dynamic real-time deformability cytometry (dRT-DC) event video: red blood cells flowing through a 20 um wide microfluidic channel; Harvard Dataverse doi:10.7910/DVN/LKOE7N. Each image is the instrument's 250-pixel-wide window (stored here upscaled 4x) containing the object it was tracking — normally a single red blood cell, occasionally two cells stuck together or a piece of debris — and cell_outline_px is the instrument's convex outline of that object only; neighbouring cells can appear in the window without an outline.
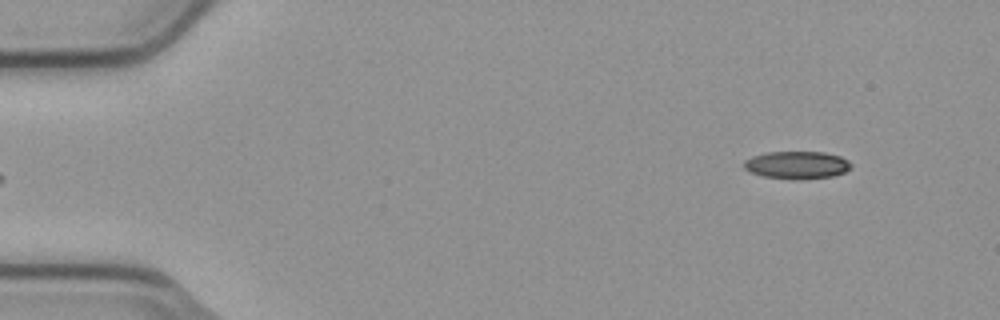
{"species": "common noctule bat (a hibernating species)", "species_latin": "Nyctalus noctula", "temperature_condition": "cold", "stored_images_in_passage": 7, "camera_frame_rate_fps": 3000, "um_per_image_px": 0.085, "animal": {"sex": "male", "body_mass_g": 23.1, "forearm_length_mm": 52.7}, "frame": {"image": 1, "passage_image": 7, "time_ms": 2.0, "image_size_px": [1000, 320], "cell_outline_px": [[852, 164], [844, 172], [832, 176], [800, 180], [792, 180], [764, 176], [748, 172], [744, 168], [744, 160], [752, 156], [768, 152], [824, 152], [840, 156], [848, 160]], "centroid_in_image_um": [67.71, 14.03], "position_along_channel_um": 17.3, "area_um2": 17.34}}